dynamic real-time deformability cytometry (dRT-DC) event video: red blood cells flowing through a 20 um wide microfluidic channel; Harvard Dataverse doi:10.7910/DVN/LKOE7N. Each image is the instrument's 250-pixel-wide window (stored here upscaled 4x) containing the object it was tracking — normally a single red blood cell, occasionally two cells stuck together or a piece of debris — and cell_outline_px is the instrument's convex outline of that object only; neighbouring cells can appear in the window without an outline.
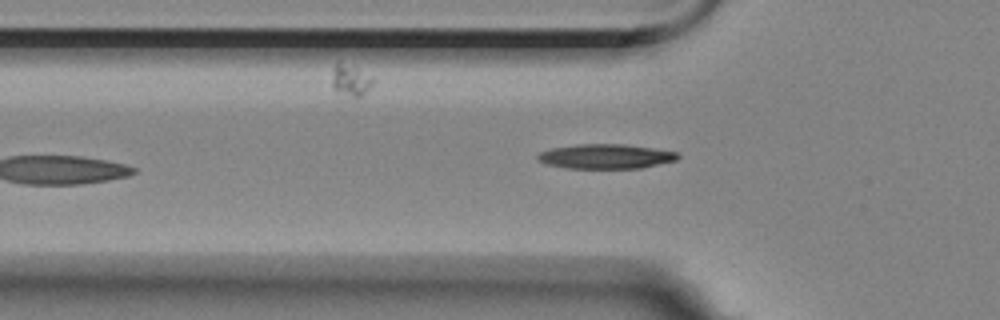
{"species": "Egyptian fruit bat (a non-hibernating species)", "species_latin": "Rousettus aegyptiacus", "temperature_condition": "room temperature", "stored_images_in_passage": 6, "camera_frame_rate_fps": 3000, "um_per_image_px": 0.085, "animal": {"sex": "female"}, "frame": {"image": 1, "passage_image": 6, "time_ms": 6.0, "image_size_px": [1000, 320], "cell_outline_px": [[680, 156], [676, 160], [640, 168], [568, 168], [544, 164], [536, 160], [536, 156], [540, 152], [552, 148], [576, 144], [624, 144], [652, 148], [676, 152]], "centroid_in_image_um": [51.43, 13.29], "position_along_channel_um": 74.4, "area_um2": 20.06}}